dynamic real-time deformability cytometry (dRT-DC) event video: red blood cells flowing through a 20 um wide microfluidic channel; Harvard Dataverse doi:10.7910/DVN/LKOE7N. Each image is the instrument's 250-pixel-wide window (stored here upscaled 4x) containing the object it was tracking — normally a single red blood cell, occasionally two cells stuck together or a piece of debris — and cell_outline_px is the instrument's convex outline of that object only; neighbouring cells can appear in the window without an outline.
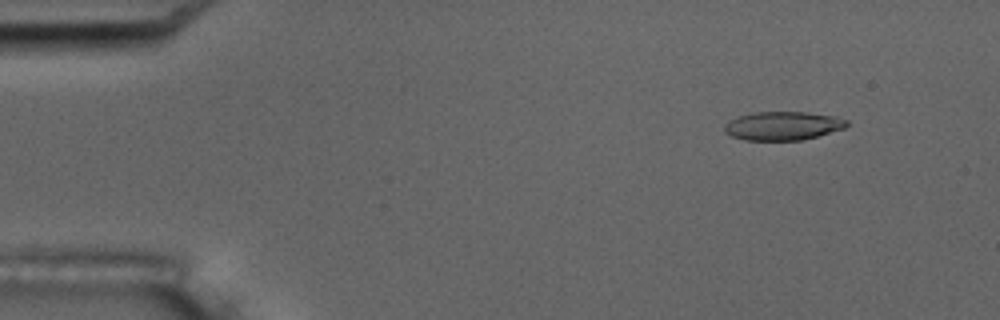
{"species": "common noctule bat (a hibernating species)", "species_latin": "Nyctalus noctula", "temperature_condition": "room temperature", "stored_images_in_passage": 4, "camera_frame_rate_fps": 3000, "um_per_image_px": 0.085, "animal": {"sex": "male", "body_mass_g": 17.5, "forearm_length_mm": 52.3}, "frame": {"image": 1, "passage_image": 2, "time_ms": 1.0, "image_size_px": [1000, 320], "cell_outline_px": [[848, 124], [844, 128], [804, 140], [744, 140], [732, 136], [724, 132], [724, 124], [728, 120], [736, 116], [756, 112], [804, 112], [836, 116], [848, 120]], "centroid_in_image_um": [66.51, 10.69], "position_along_channel_um": 18.5, "area_um2": 20.52}}
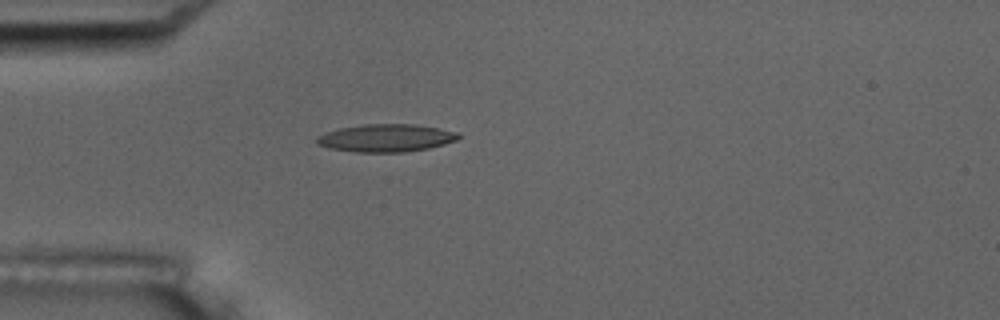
{"frame": {"image": 2, "passage_image": 4, "time_ms": 4.333, "image_size_px": [1000, 320], "cell_outline_px": [[460, 136], [456, 140], [444, 144], [428, 148], [404, 152], [356, 152], [328, 148], [316, 144], [316, 136], [324, 132], [340, 128], [364, 124], [416, 124], [460, 132]], "centroid_in_image_um": [32.79, 11.72], "position_along_channel_um": 52.2, "area_um2": 23.0}}